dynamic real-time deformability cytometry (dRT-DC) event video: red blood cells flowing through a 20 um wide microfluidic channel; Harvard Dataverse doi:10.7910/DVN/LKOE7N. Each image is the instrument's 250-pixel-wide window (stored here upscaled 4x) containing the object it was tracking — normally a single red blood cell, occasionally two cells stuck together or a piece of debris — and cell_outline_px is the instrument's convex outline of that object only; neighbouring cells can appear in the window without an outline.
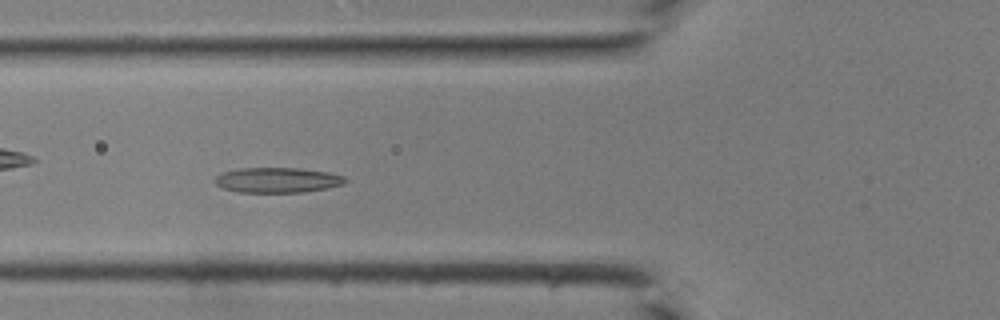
{"species": "common noctule bat (a hibernating species)", "species_latin": "Nyctalus noctula", "temperature_condition": "room temperature", "stored_images_in_passage": 41, "camera_frame_rate_fps": 3000, "um_per_image_px": 0.085, "animal": {"sex": "male", "body_mass_g": 19.0, "forearm_length_mm": 50.8}, "frame": {"image": 1, "passage_image": 14, "time_ms": 4.333, "image_size_px": [1000, 320], "cell_outline_px": [[348, 180], [344, 184], [304, 192], [240, 192], [224, 188], [216, 184], [212, 180], [220, 172], [240, 168], [300, 168], [328, 172], [344, 176]], "centroid_in_image_um": [23.56, 15.29], "position_along_channel_um": 102.2, "area_um2": 19.13}}
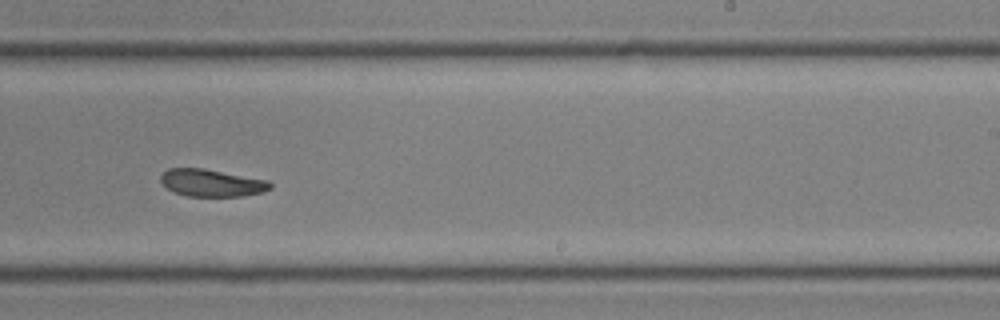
{"frame": {"image": 2, "passage_image": 25, "time_ms": 8.0, "image_size_px": [1000, 320], "cell_outline_px": [[272, 188], [264, 192], [244, 196], [188, 196], [172, 192], [160, 180], [160, 176], [168, 168], [204, 168], [268, 180], [272, 184]], "centroid_in_image_um": [18.01, 15.55], "position_along_channel_um": 271.0, "area_um2": 17.51}}
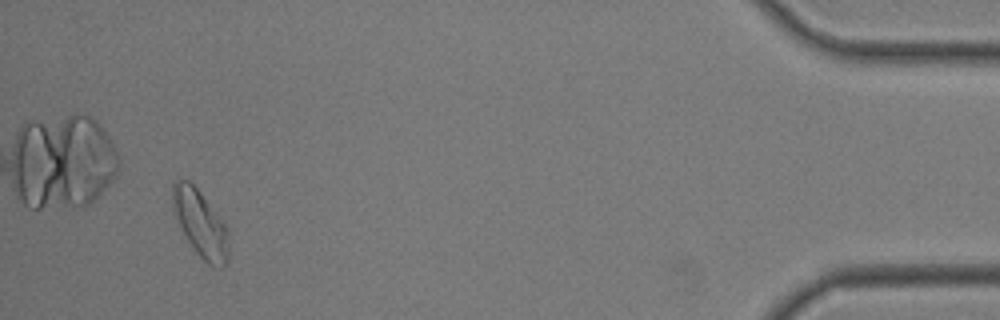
{"frame": {"image": 3, "passage_image": 39, "time_ms": 12.667, "image_size_px": [1000, 320], "cell_outline_px": [[228, 260], [220, 268], [216, 268], [208, 264], [196, 252], [188, 240], [172, 212], [172, 184], [176, 180], [188, 180], [200, 192], [228, 228]], "centroid_in_image_um": [17.02, 19.0], "position_along_channel_um": 418.2, "area_um2": 21.62}}